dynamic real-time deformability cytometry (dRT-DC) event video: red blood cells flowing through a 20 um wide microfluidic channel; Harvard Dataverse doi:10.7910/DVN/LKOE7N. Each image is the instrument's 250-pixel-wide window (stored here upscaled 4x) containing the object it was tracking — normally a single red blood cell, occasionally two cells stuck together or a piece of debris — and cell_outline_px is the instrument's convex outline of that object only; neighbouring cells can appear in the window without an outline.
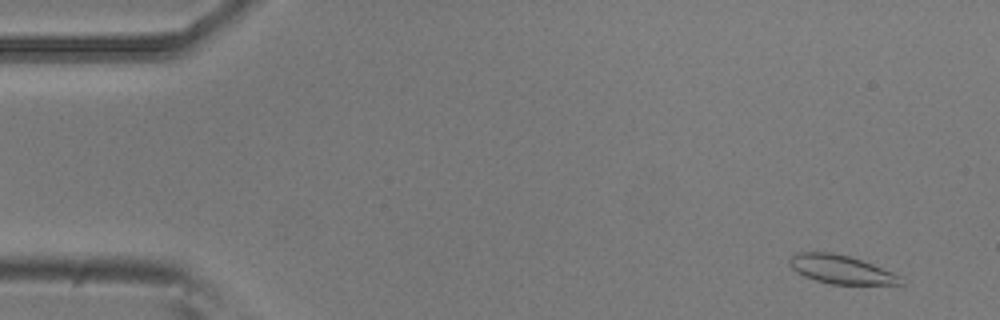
{"species": "common noctule bat (a hibernating species)", "species_latin": "Nyctalus noctula", "temperature_condition": "room temperature", "stored_images_in_passage": 54, "camera_frame_rate_fps": 3000, "um_per_image_px": 0.085, "animal": {"sex": "male", "body_mass_g": 20.5, "forearm_length_mm": 52.5}, "frame": {"image": 1, "passage_image": 4, "time_ms": 1.0, "image_size_px": [1000, 320], "cell_outline_px": [[904, 284], [828, 284], [804, 276], [796, 272], [788, 264], [788, 260], [792, 256], [800, 252], [832, 252], [848, 256], [872, 264], [892, 272], [900, 276]], "centroid_in_image_um": [71.45, 22.9], "position_along_channel_um": 13.6, "area_um2": 18.32}}
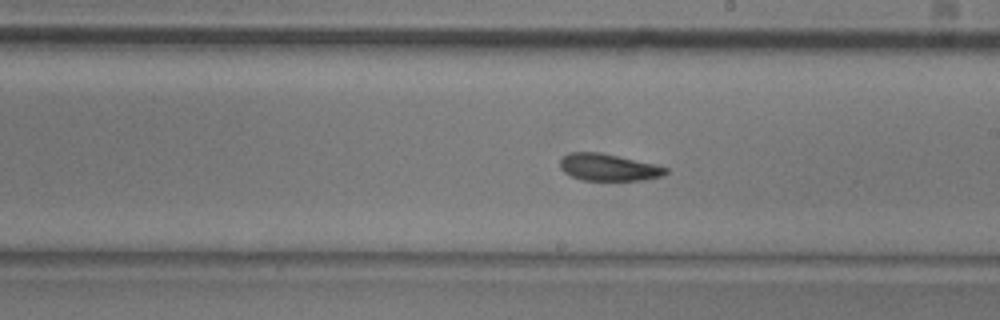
{"frame": {"image": 2, "passage_image": 31, "time_ms": 10.0, "image_size_px": [1000, 320], "cell_outline_px": [[668, 172], [664, 176], [644, 180], [580, 180], [564, 172], [560, 168], [560, 160], [568, 152], [600, 152], [656, 164], [668, 168]], "centroid_in_image_um": [51.74, 14.22], "position_along_channel_um": 237.3, "area_um2": 16.76}}
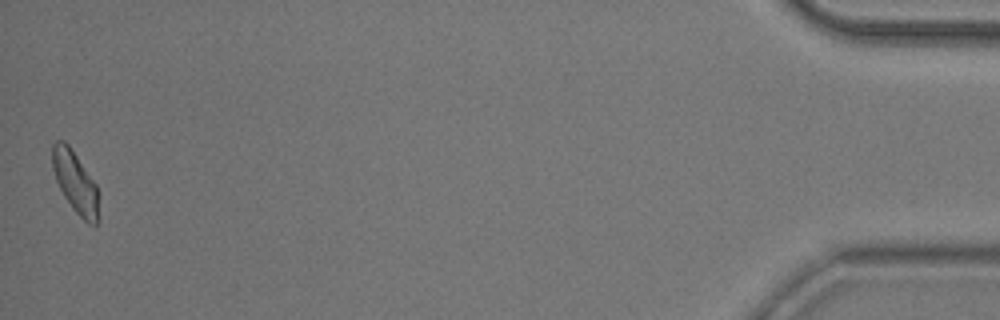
{"frame": {"image": 3, "passage_image": 54, "time_ms": 17.667, "image_size_px": [1000, 320], "cell_outline_px": [[100, 216], [96, 224], [88, 224], [72, 208], [64, 196], [56, 180], [52, 168], [52, 144], [56, 140], [64, 140], [68, 144], [96, 184]], "centroid_in_image_um": [6.4, 15.5], "position_along_channel_um": 428.8, "area_um2": 16.59}, "authors_computed_cell_mechanics": {"area_um2": 17.3978, "velocity_mm_per_s": 3.7367, "shape_relaxation_time_tau1_ms": 9.8844, "shape_relaxation_time_tau2_ms": 3.6345, "deformation_change_tau1": 0.1717, "deformation_change_tau2": 0.0955}}